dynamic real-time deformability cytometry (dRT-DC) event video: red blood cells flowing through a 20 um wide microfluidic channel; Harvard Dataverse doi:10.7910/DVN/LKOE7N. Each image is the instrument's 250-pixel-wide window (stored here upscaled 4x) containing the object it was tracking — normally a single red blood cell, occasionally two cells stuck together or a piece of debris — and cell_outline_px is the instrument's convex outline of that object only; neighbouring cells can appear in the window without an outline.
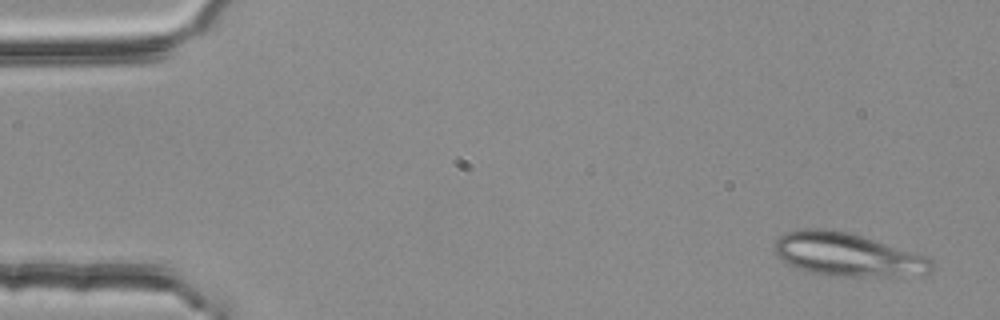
{"species": "common noctule bat (a hibernating species)", "species_latin": "Nyctalus noctula", "temperature_condition": "room temperature", "stored_images_in_passage": 5, "camera_frame_rate_fps": 3000, "um_per_image_px": 0.085, "animal": {"sex": "female", "body_mass_g": 25.1}, "frame": {"image": 1, "passage_image": 1, "time_ms": 0.0, "image_size_px": [1000, 320], "cell_outline_px": [[932, 272], [924, 276], [844, 276], [812, 272], [800, 268], [776, 256], [776, 240], [780, 236], [788, 232], [804, 228], [824, 228], [848, 232], [928, 256], [932, 260]], "centroid_in_image_um": [72.13, 21.64], "position_along_channel_um": 12.9, "area_um2": 39.25}}